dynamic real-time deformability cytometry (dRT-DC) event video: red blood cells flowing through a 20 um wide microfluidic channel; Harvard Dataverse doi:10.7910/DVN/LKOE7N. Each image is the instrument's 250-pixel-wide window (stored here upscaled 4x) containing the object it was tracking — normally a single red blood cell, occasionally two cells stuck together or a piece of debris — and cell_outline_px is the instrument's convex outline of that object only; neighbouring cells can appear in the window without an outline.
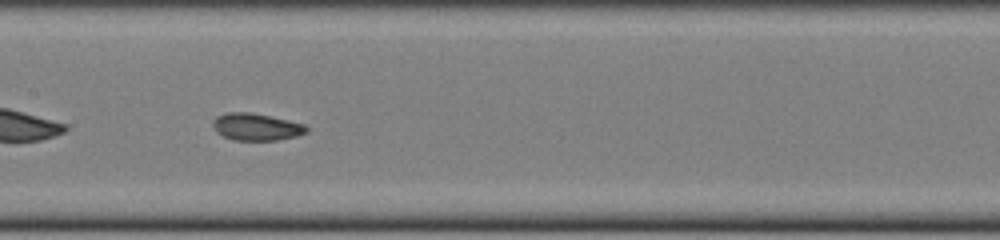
{"species": "common noctule bat (a hibernating species)", "species_latin": "Nyctalus noctula", "temperature_condition": "cold", "stored_images_in_passage": 49, "camera_frame_rate_fps": 3000, "um_per_image_px": 0.085, "animal": {"sex": "female", "body_mass_g": 22.0, "forearm_length_mm": 56.7}, "frame": {"image": 1, "passage_image": 22, "time_ms": 7.0, "image_size_px": [1000, 240], "cell_outline_px": [[308, 132], [296, 136], [276, 140], [232, 140], [216, 132], [212, 124], [212, 120], [216, 116], [228, 112], [248, 112], [288, 120], [304, 124], [308, 128]], "centroid_in_image_um": [21.76, 10.79], "position_along_channel_um": 185.6, "area_um2": 14.74}}
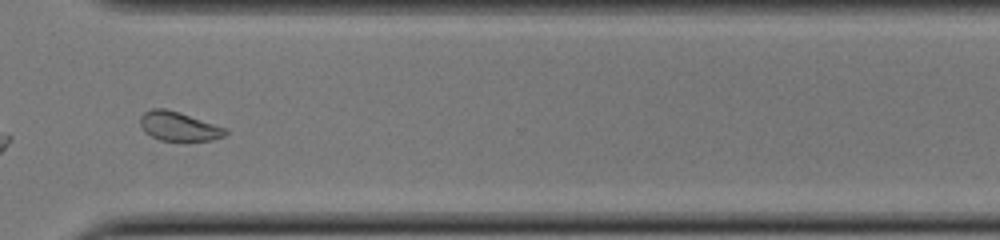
{"frame": {"image": 2, "passage_image": 35, "time_ms": 11.333, "image_size_px": [1000, 240], "cell_outline_px": [[228, 132], [224, 136], [212, 140], [160, 140], [144, 132], [140, 124], [140, 116], [144, 112], [152, 108], [164, 108], [180, 112], [228, 128]], "centroid_in_image_um": [15.2, 10.72], "position_along_channel_um": 355.4, "area_um2": 14.51}, "authors_computed_cell_mechanics": {"area_um2": 15.3748, "velocity_mm_per_s": 3.9005, "shape_relaxation_time_tau1_ms": 4.251, "shape_relaxation_time_tau2_ms": 1.8982, "deformation_change_tau1": 0.1036, "deformation_change_tau2": 0.0577}}